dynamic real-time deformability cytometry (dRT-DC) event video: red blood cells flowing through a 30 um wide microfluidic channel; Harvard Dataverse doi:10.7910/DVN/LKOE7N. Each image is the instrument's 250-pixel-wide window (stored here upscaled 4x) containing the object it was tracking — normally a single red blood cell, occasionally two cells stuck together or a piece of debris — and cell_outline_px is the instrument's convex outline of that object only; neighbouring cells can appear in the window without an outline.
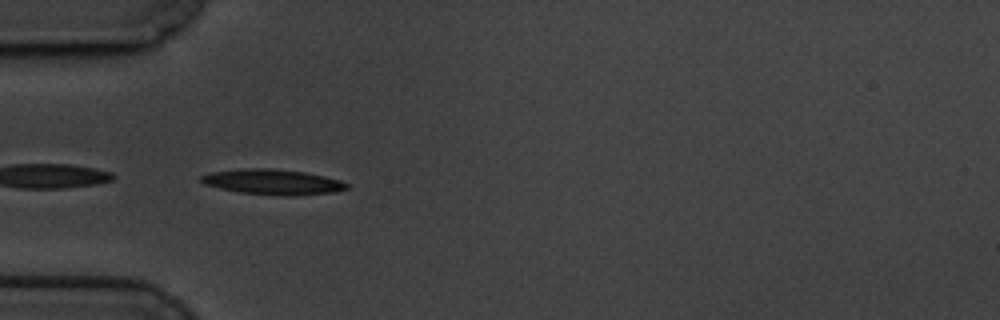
{"species": "common noctule bat (a hibernating species)", "species_latin": "Nyctalus noctula", "temperature_condition": "cold", "stored_images_in_passage": 42, "camera_frame_rate_fps": 3000, "um_per_image_px": 0.085, "animal": {"sex": "male", "body_mass_g": 19.5, "forearm_length_mm": 54.6}, "frame": {"image": 1, "passage_image": 1, "time_ms": 0.0, "image_size_px": [1000, 320], "cell_outline_px": [[348, 188], [332, 192], [288, 196], [240, 192], [220, 188], [204, 184], [200, 180], [200, 176], [212, 172], [244, 168], [272, 168], [304, 172], [324, 176], [340, 180], [348, 184]], "centroid_in_image_um": [23.17, 15.45], "position_along_channel_um": 61.8, "area_um2": 21.21}}
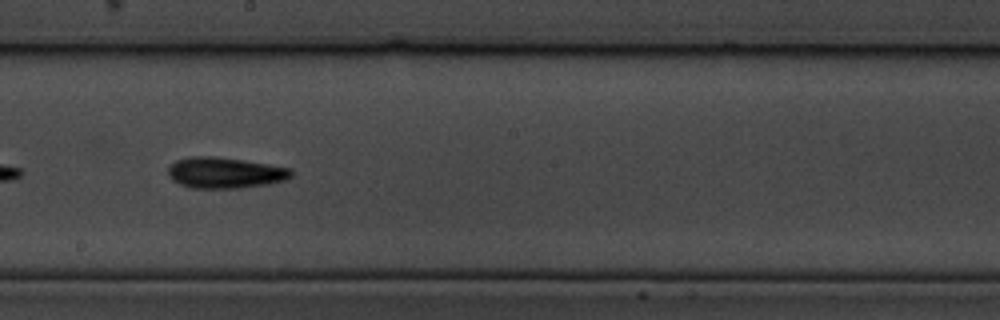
{"frame": {"image": 2, "passage_image": 16, "time_ms": 5.0, "image_size_px": [1000, 320], "cell_outline_px": [[292, 176], [288, 180], [268, 184], [240, 188], [192, 188], [180, 184], [172, 180], [168, 176], [168, 164], [176, 160], [188, 156], [212, 156], [268, 164], [292, 168]], "centroid_in_image_um": [19.1, 14.68], "position_along_channel_um": 229.1, "area_um2": 22.43}}
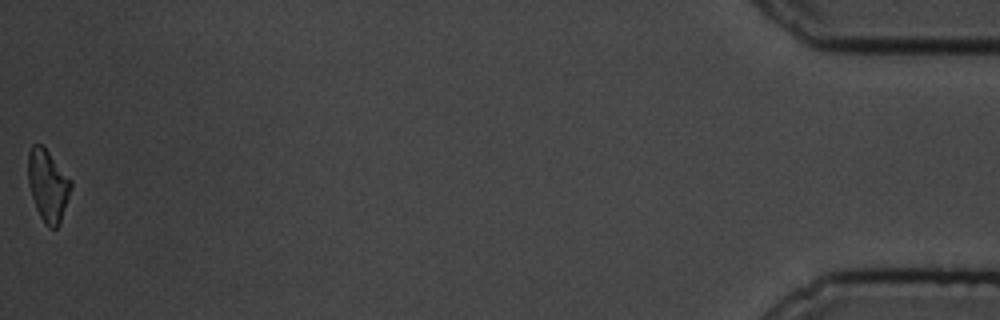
{"frame": {"image": 3, "passage_image": 42, "time_ms": 13.667, "image_size_px": [1000, 320], "cell_outline_px": [[72, 184], [60, 224], [56, 228], [48, 228], [44, 224], [36, 208], [28, 184], [28, 152], [32, 144], [40, 144], [48, 152], [72, 180]], "centroid_in_image_um": [4.06, 15.78], "position_along_channel_um": 431.1, "area_um2": 17.8}, "authors_computed_cell_mechanics": {"area_um2": 19.363, "velocity_mm_per_s": 3.3968, "shape_relaxation_time_tau1_ms": 6.9865, "shape_relaxation_time_tau2_ms": 8.4477, "deformation_change_tau1": 0.2059, "deformation_change_tau2": 0.197}}